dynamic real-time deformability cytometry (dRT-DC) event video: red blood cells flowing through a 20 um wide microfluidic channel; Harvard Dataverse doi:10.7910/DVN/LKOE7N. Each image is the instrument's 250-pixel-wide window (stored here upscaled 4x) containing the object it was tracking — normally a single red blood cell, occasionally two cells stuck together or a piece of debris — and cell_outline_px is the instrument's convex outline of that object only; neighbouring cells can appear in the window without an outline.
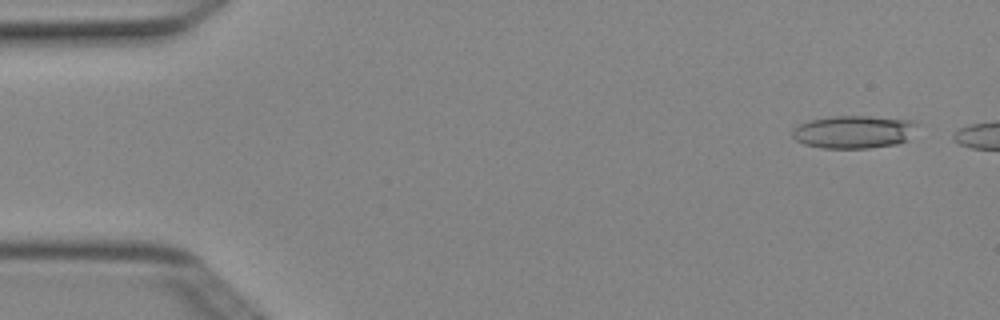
{"species": "Egyptian fruit bat (a non-hibernating species)", "species_latin": "Rousettus aegyptiacus", "temperature_condition": "cold", "stored_images_in_passage": 3, "camera_frame_rate_fps": 3000, "um_per_image_px": 0.085, "animal": {"sex": "female"}, "frame": {"image": 1, "passage_image": 1, "time_ms": 0.0, "image_size_px": [1000, 320], "cell_outline_px": [[916, 124], [908, 140], [896, 144], [868, 148], [820, 148], [804, 144], [796, 140], [792, 136], [792, 128], [808, 120], [832, 116], [868, 116], [916, 120]], "centroid_in_image_um": [72.54, 11.2], "position_along_channel_um": 12.5, "area_um2": 23.99}}